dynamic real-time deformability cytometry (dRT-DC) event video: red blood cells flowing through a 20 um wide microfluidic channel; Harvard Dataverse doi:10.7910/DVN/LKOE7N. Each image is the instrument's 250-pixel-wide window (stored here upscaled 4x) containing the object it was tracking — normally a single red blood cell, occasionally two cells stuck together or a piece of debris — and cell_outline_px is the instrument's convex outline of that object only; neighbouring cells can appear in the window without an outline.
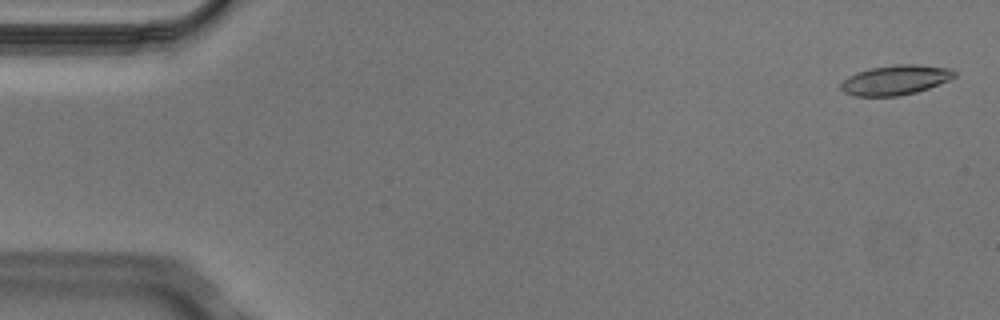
{"species": "Egyptian fruit bat (a non-hibernating species)", "species_latin": "Rousettus aegyptiacus", "temperature_condition": "cold", "stored_images_in_passage": 5, "camera_frame_rate_fps": 3000, "um_per_image_px": 0.085, "animal": {"sex": "male"}, "frame": {"image": 1, "passage_image": 1, "time_ms": 0.0, "image_size_px": [1000, 320], "cell_outline_px": [[956, 76], [948, 80], [928, 88], [916, 92], [900, 96], [852, 96], [844, 92], [840, 88], [840, 84], [848, 76], [856, 72], [872, 68], [896, 64], [916, 64], [952, 68], [956, 72]], "centroid_in_image_um": [76.11, 6.8], "position_along_channel_um": 8.9, "area_um2": 19.77}}
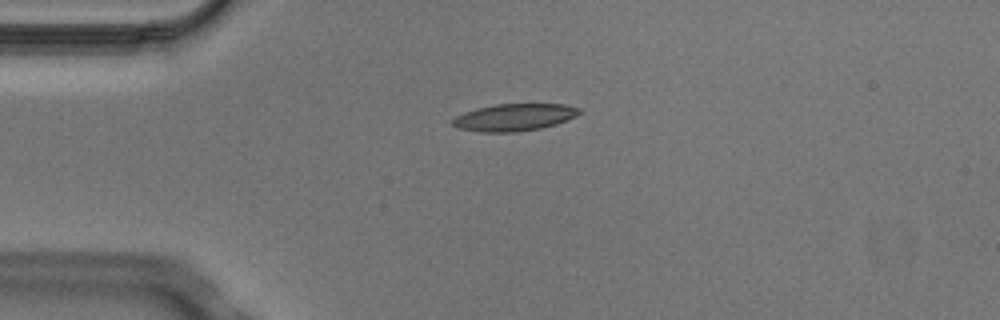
{"frame": {"image": 2, "passage_image": 4, "time_ms": 1.0, "image_size_px": [1000, 320], "cell_outline_px": [[580, 112], [576, 116], [568, 120], [556, 124], [540, 128], [516, 132], [480, 132], [456, 128], [452, 124], [452, 120], [456, 116], [464, 112], [476, 108], [496, 104], [564, 104], [580, 108]], "centroid_in_image_um": [43.69, 9.97], "position_along_channel_um": 41.3, "area_um2": 20.11}}